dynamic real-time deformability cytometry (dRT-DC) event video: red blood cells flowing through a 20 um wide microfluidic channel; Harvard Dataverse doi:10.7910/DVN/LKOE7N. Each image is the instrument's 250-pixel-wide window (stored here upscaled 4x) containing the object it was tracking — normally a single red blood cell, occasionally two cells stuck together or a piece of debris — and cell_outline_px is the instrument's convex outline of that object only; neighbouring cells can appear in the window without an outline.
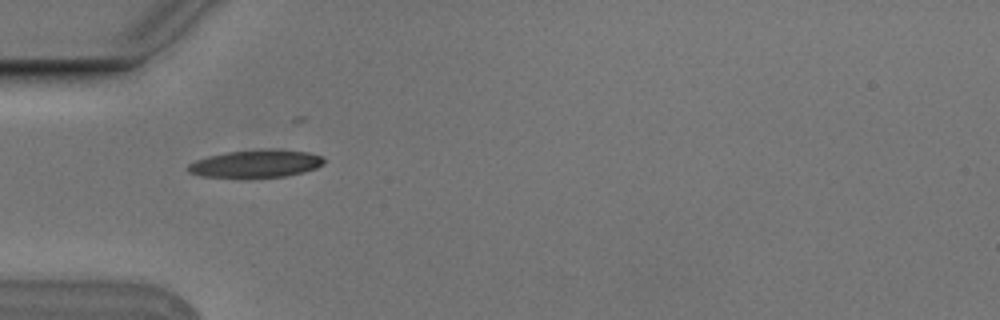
{"species": "Egyptian fruit bat (a non-hibernating species)", "species_latin": "Rousettus aegyptiacus", "temperature_condition": "cold", "stored_images_in_passage": 4, "camera_frame_rate_fps": 3000, "um_per_image_px": 0.085, "animal": {"sex": "male"}, "frame": {"image": 1, "passage_image": 1, "time_ms": 0.0, "image_size_px": [1000, 320], "cell_outline_px": [[324, 164], [316, 168], [304, 172], [284, 176], [200, 176], [188, 172], [188, 164], [196, 160], [208, 156], [228, 152], [264, 148], [280, 148], [308, 152], [324, 156]], "centroid_in_image_um": [21.82, 13.87], "position_along_channel_um": 63.2, "area_um2": 21.79}}
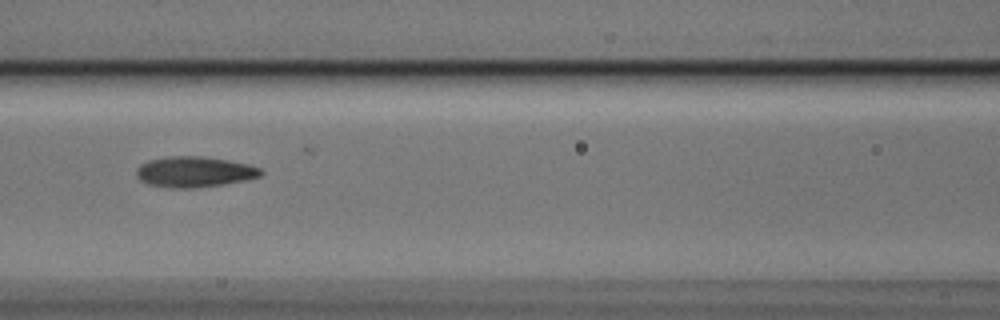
{"frame": {"image": 2, "passage_image": 3, "time_ms": 0.667, "image_size_px": [1000, 320], "cell_outline_px": [[264, 172], [260, 176], [244, 180], [220, 184], [192, 188], [168, 188], [148, 184], [140, 180], [136, 176], [136, 168], [140, 164], [148, 160], [168, 156], [200, 156], [228, 160], [248, 164], [260, 168]], "centroid_in_image_um": [16.47, 14.6], "position_along_channel_um": 150.1, "area_um2": 22.2}}
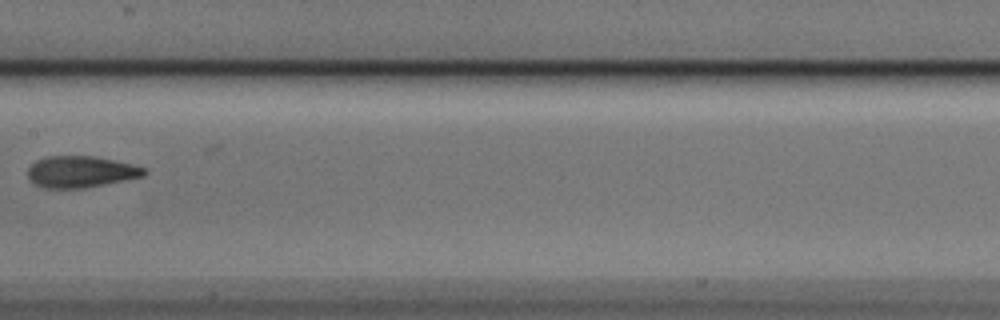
{"frame": {"image": 3, "passage_image": 4, "time_ms": 1.0, "image_size_px": [1000, 320], "cell_outline_px": [[148, 172], [144, 176], [84, 188], [44, 188], [36, 184], [28, 176], [28, 168], [36, 160], [48, 156], [92, 156], [132, 164], [144, 168]], "centroid_in_image_um": [6.86, 14.6], "position_along_channel_um": 200.5, "area_um2": 21.1}}